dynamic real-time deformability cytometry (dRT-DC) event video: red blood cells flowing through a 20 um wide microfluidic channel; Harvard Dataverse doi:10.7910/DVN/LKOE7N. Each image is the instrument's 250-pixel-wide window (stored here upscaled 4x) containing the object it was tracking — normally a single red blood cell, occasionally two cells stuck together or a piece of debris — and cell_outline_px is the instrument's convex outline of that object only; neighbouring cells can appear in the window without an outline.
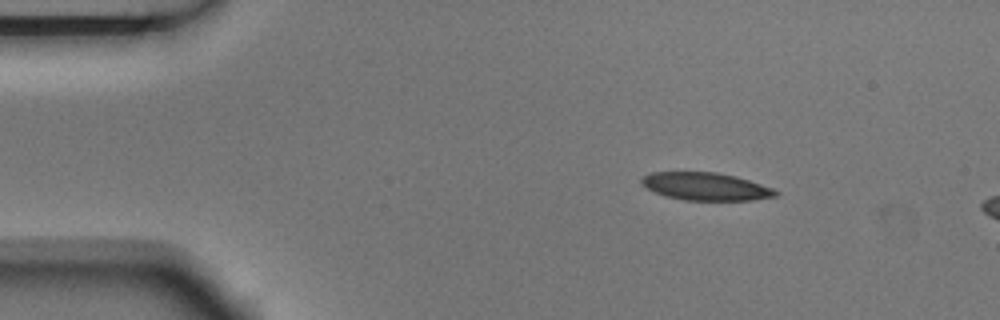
{"species": "Egyptian fruit bat (a non-hibernating species)", "species_latin": "Rousettus aegyptiacus", "temperature_condition": "room temperature", "stored_images_in_passage": 4, "camera_frame_rate_fps": 3000, "um_per_image_px": 0.085, "animal": {"sex": "male"}, "frame": {"image": 1, "passage_image": 2, "time_ms": 0.333, "image_size_px": [1000, 320], "cell_outline_px": [[780, 192], [776, 196], [752, 200], [684, 200], [664, 196], [640, 184], [640, 180], [644, 176], [652, 172], [716, 172], [736, 176], [776, 188]], "centroid_in_image_um": [60.03, 15.85], "position_along_channel_um": 25.0, "area_um2": 21.79}}